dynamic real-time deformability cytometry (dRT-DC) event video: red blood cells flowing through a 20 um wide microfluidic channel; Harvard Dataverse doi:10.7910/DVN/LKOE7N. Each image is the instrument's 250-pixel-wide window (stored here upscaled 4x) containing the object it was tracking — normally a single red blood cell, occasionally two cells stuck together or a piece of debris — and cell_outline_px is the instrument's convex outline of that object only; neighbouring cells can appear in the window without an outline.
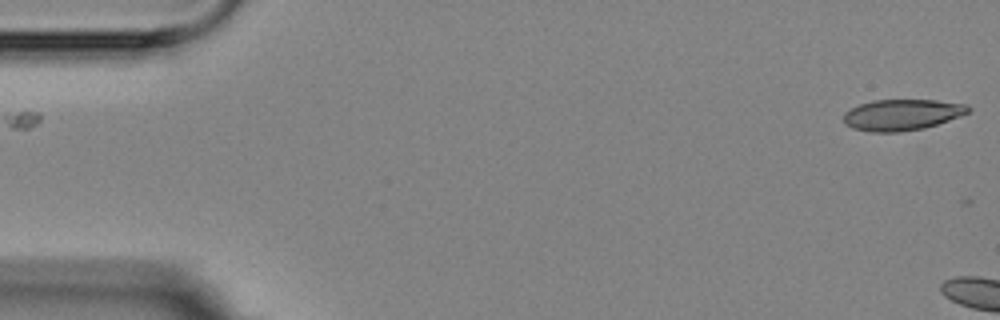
{"species": "Egyptian fruit bat (a non-hibernating species)", "species_latin": "Rousettus aegyptiacus", "temperature_condition": "room temperature", "stored_images_in_passage": 2, "camera_frame_rate_fps": 3000, "um_per_image_px": 0.085, "animal": {"sex": "female"}, "frame": {"image": 1, "passage_image": 2, "time_ms": 1.0, "image_size_px": [1000, 320], "cell_outline_px": [[972, 112], [924, 128], [900, 132], [868, 132], [852, 128], [844, 124], [844, 112], [860, 104], [872, 100], [936, 100], [968, 104], [972, 108]], "centroid_in_image_um": [76.69, 9.75], "position_along_channel_um": 8.3, "area_um2": 22.77}}